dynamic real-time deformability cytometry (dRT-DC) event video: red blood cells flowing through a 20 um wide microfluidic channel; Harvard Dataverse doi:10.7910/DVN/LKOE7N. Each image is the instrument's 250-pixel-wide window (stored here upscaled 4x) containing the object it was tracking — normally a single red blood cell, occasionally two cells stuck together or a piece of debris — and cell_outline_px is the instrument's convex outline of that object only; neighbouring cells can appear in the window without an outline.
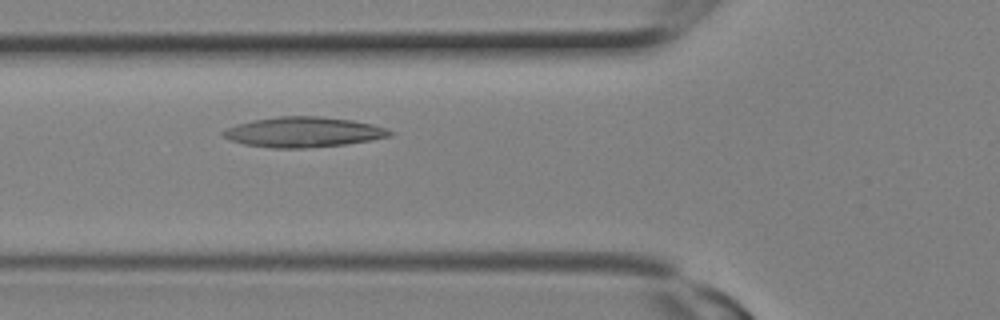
{"species": "Egyptian fruit bat (a non-hibernating species)", "species_latin": "Rousettus aegyptiacus", "temperature_condition": "room temperature", "stored_images_in_passage": 2, "camera_frame_rate_fps": 3000, "um_per_image_px": 0.085, "animal": {"sex": "female"}, "frame": {"image": 1, "passage_image": 2, "time_ms": 0.333, "image_size_px": [1000, 320], "cell_outline_px": [[392, 136], [372, 140], [348, 144], [304, 148], [272, 148], [244, 144], [232, 140], [224, 136], [220, 132], [236, 124], [252, 120], [280, 116], [320, 116], [352, 120], [372, 124], [384, 128], [392, 132]], "centroid_in_image_um": [25.8, 11.23], "position_along_channel_um": 100.0, "area_um2": 29.25}}